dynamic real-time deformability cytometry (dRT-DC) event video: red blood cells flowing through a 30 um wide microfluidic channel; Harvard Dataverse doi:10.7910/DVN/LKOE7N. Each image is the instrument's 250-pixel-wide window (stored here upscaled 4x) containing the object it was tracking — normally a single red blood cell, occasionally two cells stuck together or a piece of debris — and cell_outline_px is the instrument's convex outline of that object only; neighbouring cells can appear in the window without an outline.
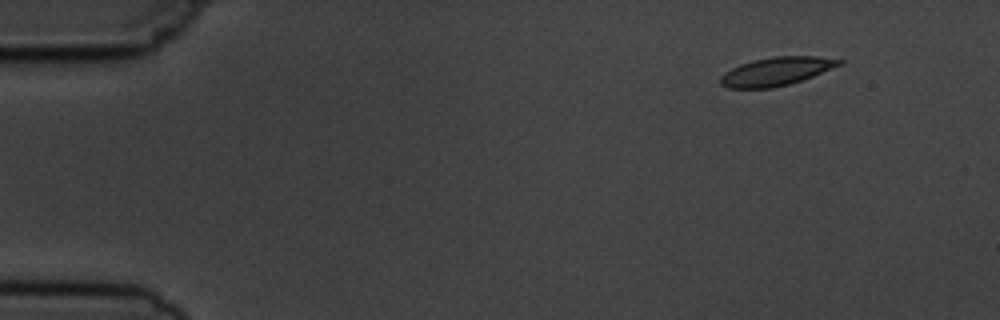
{"species": "common noctule bat (a hibernating species)", "species_latin": "Nyctalus noctula", "temperature_condition": "cold", "stored_images_in_passage": 3, "camera_frame_rate_fps": 3000, "um_per_image_px": 0.085, "animal": {"sex": "male", "body_mass_g": 19.5, "forearm_length_mm": 54.6}, "frame": {"image": 1, "passage_image": 1, "time_ms": 0.0, "image_size_px": [1000, 320], "cell_outline_px": [[844, 64], [812, 76], [788, 84], [772, 88], [728, 88], [720, 84], [720, 76], [724, 72], [740, 64], [756, 60], [776, 56], [816, 56], [844, 60]], "centroid_in_image_um": [65.99, 6.06], "position_along_channel_um": 19.0, "area_um2": 19.48}}